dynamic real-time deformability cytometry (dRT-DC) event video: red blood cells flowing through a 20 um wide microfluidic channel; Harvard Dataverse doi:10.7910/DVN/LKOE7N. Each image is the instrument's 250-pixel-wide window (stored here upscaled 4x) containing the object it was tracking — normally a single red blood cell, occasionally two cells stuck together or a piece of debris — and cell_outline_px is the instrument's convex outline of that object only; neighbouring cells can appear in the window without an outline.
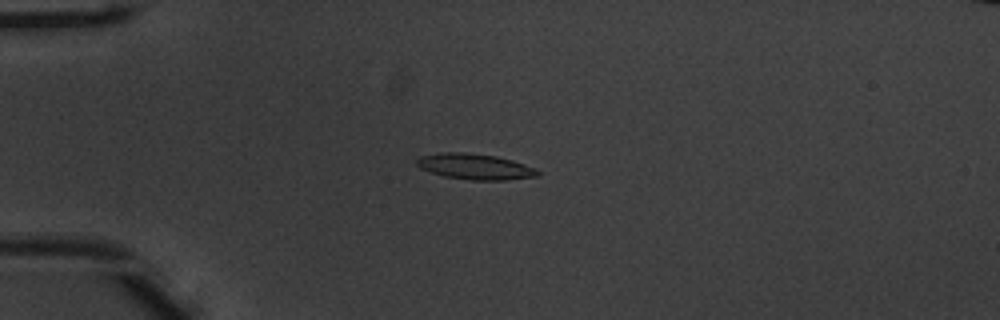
{"species": "common noctule bat (a hibernating species)", "species_latin": "Nyctalus noctula", "temperature_condition": "warm", "stored_images_in_passage": 49, "camera_frame_rate_fps": 3000, "um_per_image_px": 0.085, "animal": {"sex": "male", "body_mass_g": 20.1, "forearm_length_mm": 53.5}, "frame": {"image": 1, "passage_image": 12, "time_ms": 3.667, "image_size_px": [1000, 320], "cell_outline_px": [[528, 172], [524, 176], [452, 176], [440, 172], [432, 156], [488, 156], [520, 164]], "centroid_in_image_um": [40.63, 14.15], "position_along_channel_um": 44.4, "area_um2": 11.33}}
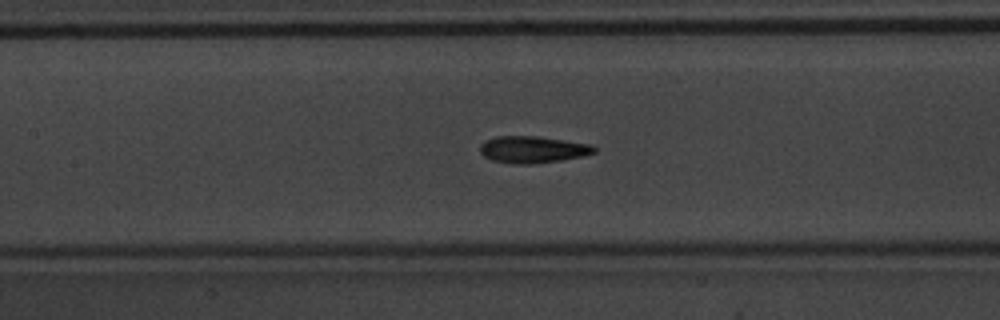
{"frame": {"image": 2, "passage_image": 23, "time_ms": 7.333, "image_size_px": [1000, 320], "cell_outline_px": [[592, 152], [572, 156], [548, 160], [504, 160], [488, 156], [484, 152], [484, 144], [492, 140], [552, 140], [580, 144], [592, 148]], "centroid_in_image_um": [45.33, 12.72], "position_along_channel_um": 162.1, "area_um2": 12.95}}
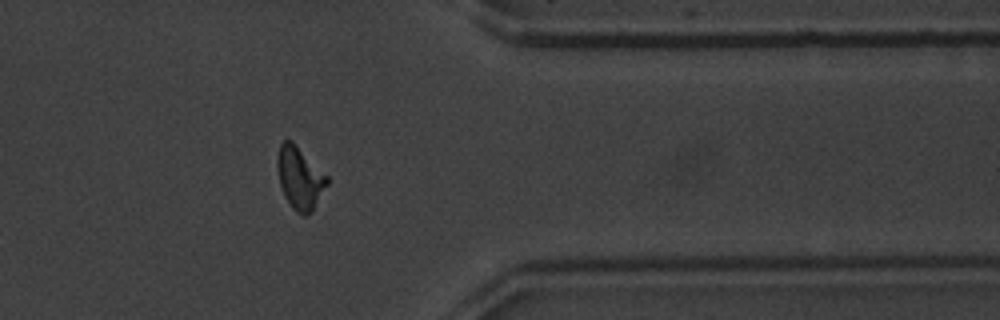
{"frame": {"image": 3, "passage_image": 41, "time_ms": 13.333, "image_size_px": [1000, 320], "cell_outline_px": [[328, 180], [312, 208], [308, 212], [304, 212], [296, 208], [292, 204], [280, 180], [280, 148], [288, 140]], "centroid_in_image_um": [25.5, 15.14], "position_along_channel_um": 385.9, "area_um2": 14.8}, "authors_computed_cell_mechanics": {"area_um2": 13.294, "velocity_mm_per_s": 3.904, "shape_relaxation_time_tau1_ms": 5.9825, "shape_relaxation_time_tau2_ms": 1.693, "deformation_change_tau1": 0.2069, "deformation_change_tau2": 0.0914}}